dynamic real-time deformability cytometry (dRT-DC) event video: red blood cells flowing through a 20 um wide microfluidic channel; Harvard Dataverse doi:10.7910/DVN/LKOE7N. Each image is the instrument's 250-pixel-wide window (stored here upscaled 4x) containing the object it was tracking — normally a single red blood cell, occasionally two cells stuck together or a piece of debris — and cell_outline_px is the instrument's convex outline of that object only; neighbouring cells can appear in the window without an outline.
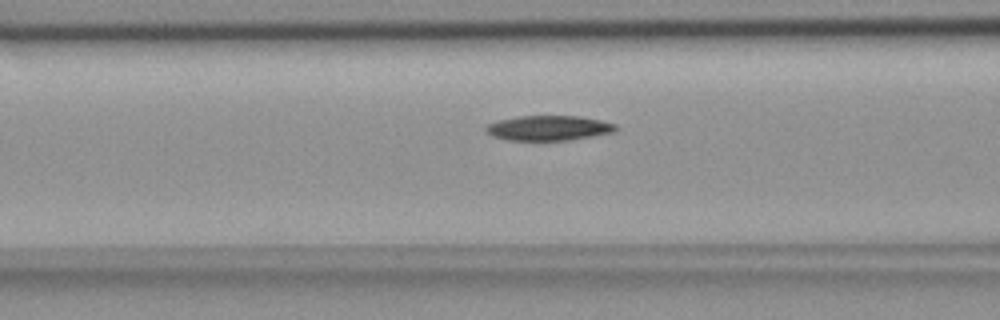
{"species": "common noctule bat (a hibernating species)", "species_latin": "Nyctalus noctula", "temperature_condition": "room temperature", "stored_images_in_passage": 46, "camera_frame_rate_fps": 3000, "um_per_image_px": 0.085, "animal": {"sex": "female", "body_mass_g": 18.4}, "frame": {"image": 1, "passage_image": 13, "time_ms": 4.0, "image_size_px": [1000, 320], "cell_outline_px": [[616, 128], [612, 132], [592, 136], [568, 140], [508, 140], [492, 136], [484, 132], [484, 128], [488, 124], [500, 120], [520, 116], [576, 116], [600, 120], [616, 124]], "centroid_in_image_um": [46.58, 10.88], "position_along_channel_um": 120.0, "area_um2": 18.67}}
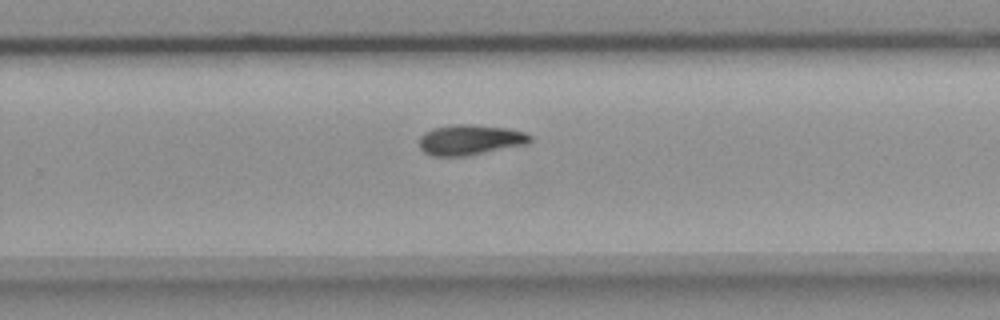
{"frame": {"image": 2, "passage_image": 27, "time_ms": 8.667, "image_size_px": [1000, 320], "cell_outline_px": [[532, 140], [528, 144], [464, 156], [432, 156], [424, 152], [420, 148], [420, 136], [424, 132], [432, 128], [452, 124], [472, 124], [508, 128], [524, 132], [532, 136]], "centroid_in_image_um": [39.95, 11.87], "position_along_channel_um": 289.8, "area_um2": 19.71}}
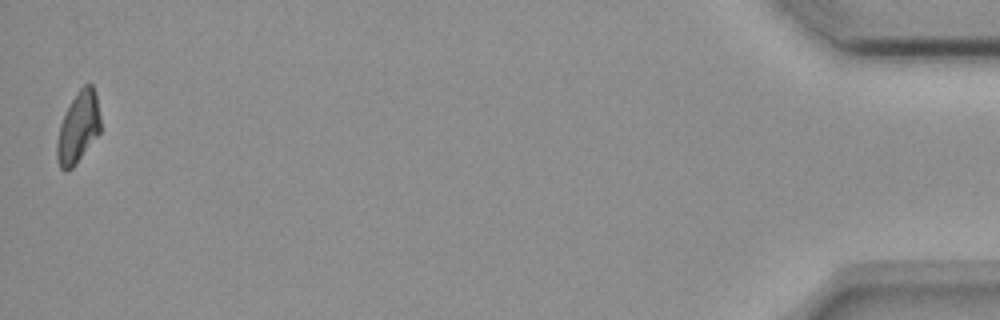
{"frame": {"image": 3, "passage_image": 46, "time_ms": 15.0, "image_size_px": [1000, 320], "cell_outline_px": [[100, 132], [76, 164], [68, 172], [64, 172], [60, 168], [56, 160], [56, 140], [60, 124], [72, 100], [80, 88], [88, 80], [92, 84], [96, 96], [100, 116]], "centroid_in_image_um": [6.63, 10.87], "position_along_channel_um": 428.6, "area_um2": 18.15}, "authors_computed_cell_mechanics": {"area_um2": 19.3052, "velocity_mm_per_s": 3.6463, "shape_relaxation_time_tau1_ms": 11.3121, "shape_relaxation_time_tau2_ms": null, "deformation_change_tau1": 0.2221, "deformation_change_tau2": null}}